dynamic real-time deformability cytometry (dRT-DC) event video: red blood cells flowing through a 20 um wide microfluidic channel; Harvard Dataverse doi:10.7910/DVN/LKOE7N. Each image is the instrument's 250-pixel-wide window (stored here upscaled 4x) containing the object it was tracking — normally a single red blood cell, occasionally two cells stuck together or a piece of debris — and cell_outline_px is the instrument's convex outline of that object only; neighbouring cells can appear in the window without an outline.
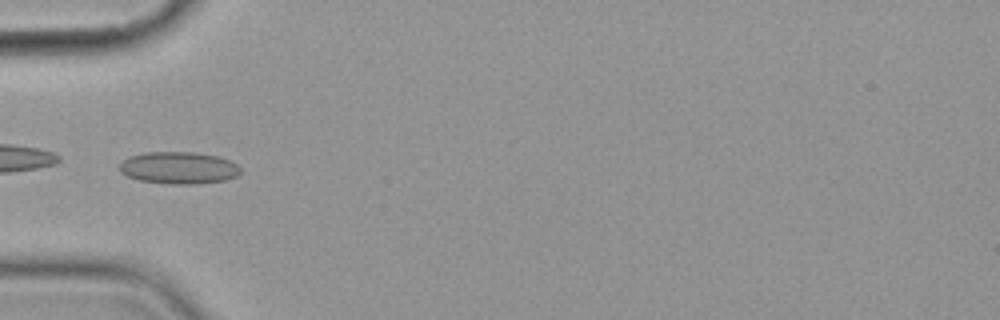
{"species": "common noctule bat (a hibernating species)", "species_latin": "Nyctalus noctula", "temperature_condition": "cold", "stored_images_in_passage": 8, "camera_frame_rate_fps": 3000, "um_per_image_px": 0.085, "animal": {"sex": "female", "body_mass_g": 19.9}, "frame": {"image": 1, "passage_image": 5, "time_ms": 5.667, "image_size_px": [1000, 320], "cell_outline_px": [[240, 172], [236, 176], [224, 180], [196, 184], [168, 184], [140, 180], [128, 176], [120, 172], [120, 164], [124, 160], [132, 156], [144, 152], [196, 152], [216, 156], [228, 160], [236, 164], [240, 168]], "centroid_in_image_um": [15.19, 14.27], "position_along_channel_um": 69.8, "area_um2": 22.43}}
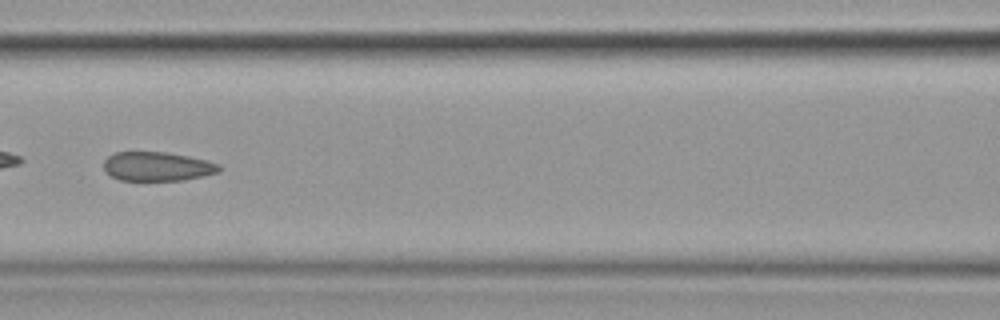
{"frame": {"image": 2, "passage_image": 7, "time_ms": 8.0, "image_size_px": [1000, 320], "cell_outline_px": [[220, 172], [204, 176], [184, 180], [120, 180], [112, 176], [104, 168], [104, 160], [108, 156], [116, 152], [164, 152], [188, 156], [208, 160], [220, 164]], "centroid_in_image_um": [13.41, 14.14], "position_along_channel_um": 153.2, "area_um2": 19.54}}
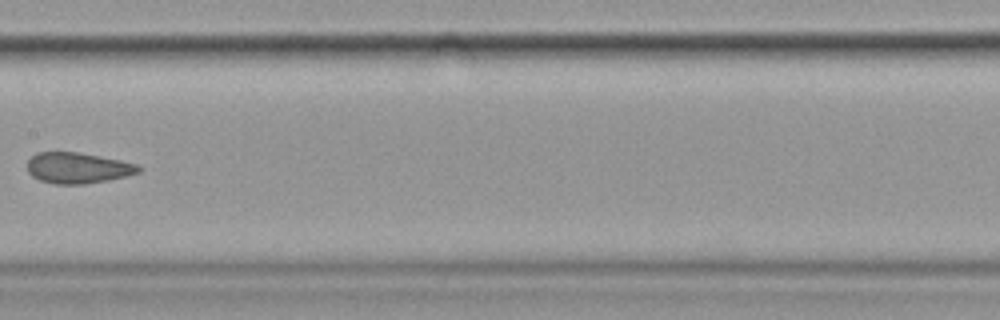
{"frame": {"image": 3, "passage_image": 8, "time_ms": 9.333, "image_size_px": [1000, 320], "cell_outline_px": [[140, 172], [108, 180], [84, 184], [56, 184], [40, 180], [32, 176], [28, 172], [28, 160], [36, 152], [76, 152], [100, 156], [120, 160], [136, 164], [140, 168]], "centroid_in_image_um": [6.58, 14.27], "position_along_channel_um": 200.8, "area_um2": 19.83}}